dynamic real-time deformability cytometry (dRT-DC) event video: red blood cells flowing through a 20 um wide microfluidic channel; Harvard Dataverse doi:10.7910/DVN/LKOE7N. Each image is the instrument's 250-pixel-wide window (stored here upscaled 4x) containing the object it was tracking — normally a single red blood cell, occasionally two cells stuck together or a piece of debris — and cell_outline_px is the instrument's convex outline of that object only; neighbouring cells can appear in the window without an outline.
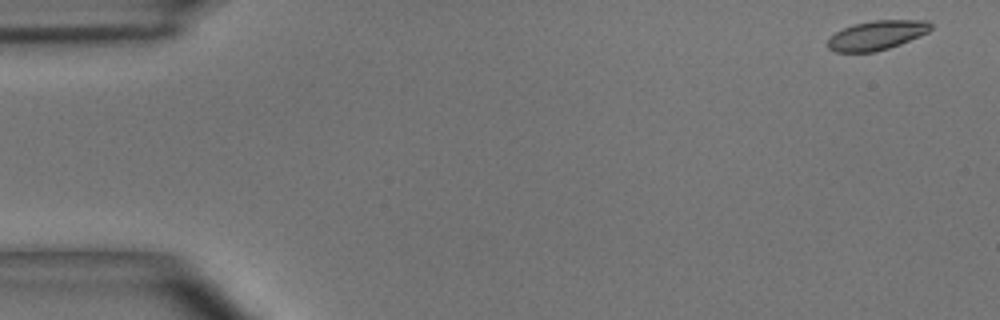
{"species": "common noctule bat (a hibernating species)", "species_latin": "Nyctalus noctula", "temperature_condition": "room temperature", "stored_images_in_passage": 12, "camera_frame_rate_fps": 3000, "um_per_image_px": 0.085, "animal": {"sex": "male", "body_mass_g": 15.6}, "frame": {"image": 1, "passage_image": 1, "time_ms": 0.0, "image_size_px": [1000, 320], "cell_outline_px": [[932, 28], [928, 32], [900, 44], [876, 52], [836, 52], [828, 48], [828, 40], [836, 32], [852, 24], [872, 20], [928, 20], [932, 24]], "centroid_in_image_um": [74.54, 2.99], "position_along_channel_um": 10.5, "area_um2": 17.57}}